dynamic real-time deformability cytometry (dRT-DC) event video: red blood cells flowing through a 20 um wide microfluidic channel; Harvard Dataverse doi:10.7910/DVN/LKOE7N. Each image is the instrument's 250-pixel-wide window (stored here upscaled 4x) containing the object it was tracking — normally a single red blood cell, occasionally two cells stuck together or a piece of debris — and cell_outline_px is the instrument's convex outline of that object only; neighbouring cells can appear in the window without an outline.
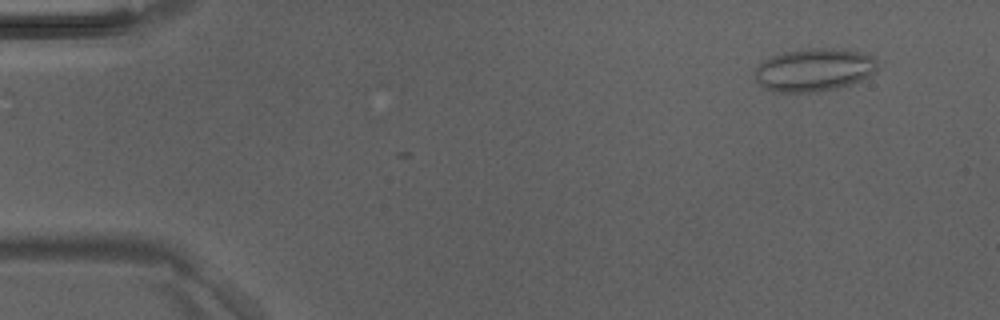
{"species": "Egyptian fruit bat (a non-hibernating species)", "species_latin": "Rousettus aegyptiacus", "temperature_condition": "room temperature", "stored_images_in_passage": 7, "camera_frame_rate_fps": 3000, "um_per_image_px": 0.085, "animal": {"sex": "male"}, "frame": {"image": 1, "passage_image": 4, "time_ms": 1.0, "image_size_px": [1000, 320], "cell_outline_px": [[876, 72], [852, 84], [836, 88], [816, 92], [772, 92], [764, 88], [756, 80], [756, 68], [764, 60], [772, 56], [784, 52], [812, 48], [828, 48], [860, 52], [872, 56], [876, 60]], "centroid_in_image_um": [69.19, 5.95], "position_along_channel_um": 15.8, "area_um2": 30.46}}